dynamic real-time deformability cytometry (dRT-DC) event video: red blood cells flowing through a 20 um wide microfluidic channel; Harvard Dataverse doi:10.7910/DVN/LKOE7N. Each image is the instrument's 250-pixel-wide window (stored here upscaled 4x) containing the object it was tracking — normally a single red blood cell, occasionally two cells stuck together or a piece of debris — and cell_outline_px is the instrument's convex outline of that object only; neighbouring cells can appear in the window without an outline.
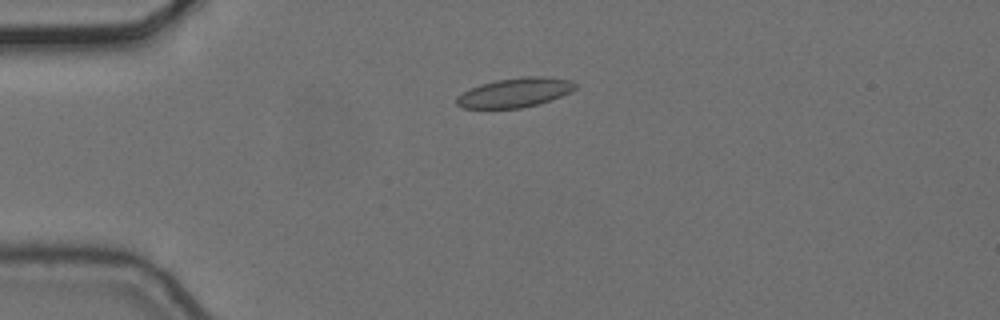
{"species": "common noctule bat (a hibernating species)", "species_latin": "Nyctalus noctula", "temperature_condition": "cold", "stored_images_in_passage": 4, "camera_frame_rate_fps": 3000, "um_per_image_px": 0.085, "animal": {"sex": "female", "body_mass_g": 24.6, "forearm_length_mm": 56.2}, "frame": {"image": 1, "passage_image": 3, "time_ms": 0.667, "image_size_px": [1000, 320], "cell_outline_px": [[576, 88], [572, 92], [536, 104], [520, 108], [464, 108], [456, 104], [456, 96], [480, 84], [496, 80], [524, 76], [544, 76], [572, 80], [576, 84]], "centroid_in_image_um": [43.78, 7.85], "position_along_channel_um": 41.2, "area_um2": 20.17}}